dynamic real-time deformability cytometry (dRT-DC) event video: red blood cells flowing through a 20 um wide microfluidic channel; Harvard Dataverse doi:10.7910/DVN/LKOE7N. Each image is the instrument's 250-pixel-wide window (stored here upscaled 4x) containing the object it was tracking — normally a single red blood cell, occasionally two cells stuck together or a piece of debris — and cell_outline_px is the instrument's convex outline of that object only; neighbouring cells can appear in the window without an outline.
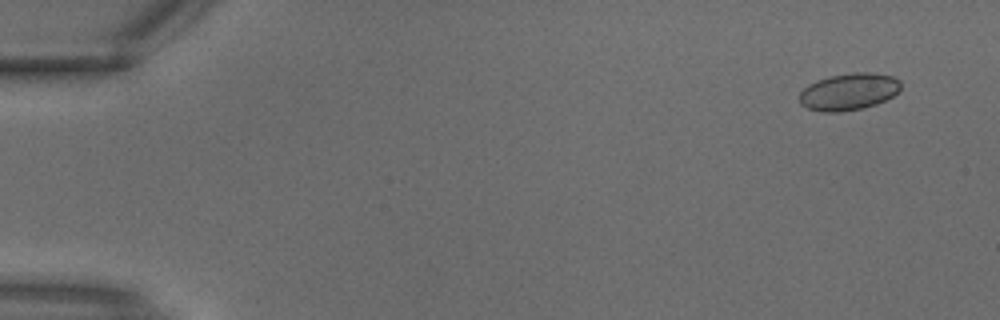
{"species": "common noctule bat (a hibernating species)", "species_latin": "Nyctalus noctula", "temperature_condition": "warm", "stored_images_in_passage": 3, "camera_frame_rate_fps": 3000, "um_per_image_px": 0.085, "animal": {"sex": "male", "body_mass_g": 18.8}, "frame": {"image": 1, "passage_image": 1, "time_ms": 0.0, "image_size_px": [1000, 320], "cell_outline_px": [[900, 88], [892, 96], [876, 104], [864, 108], [840, 112], [824, 112], [808, 108], [800, 104], [800, 92], [808, 84], [816, 80], [828, 76], [852, 72], [872, 72], [892, 76], [900, 80]], "centroid_in_image_um": [72.13, 7.78], "position_along_channel_um": 12.9, "area_um2": 21.91}}
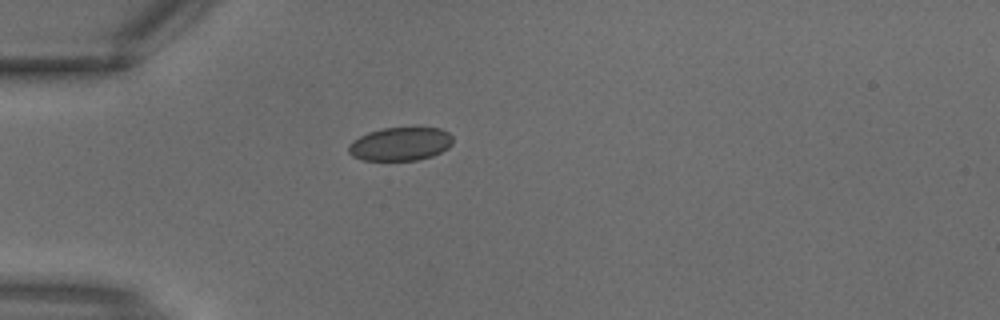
{"frame": {"image": 2, "passage_image": 3, "time_ms": 0.667, "image_size_px": [1000, 320], "cell_outline_px": [[452, 144], [448, 148], [432, 156], [416, 160], [364, 160], [352, 156], [348, 152], [348, 144], [352, 140], [368, 132], [384, 128], [416, 124], [440, 128], [448, 132], [452, 136]], "centroid_in_image_um": [34.05, 12.18], "position_along_channel_um": 50.9, "area_um2": 21.1}}